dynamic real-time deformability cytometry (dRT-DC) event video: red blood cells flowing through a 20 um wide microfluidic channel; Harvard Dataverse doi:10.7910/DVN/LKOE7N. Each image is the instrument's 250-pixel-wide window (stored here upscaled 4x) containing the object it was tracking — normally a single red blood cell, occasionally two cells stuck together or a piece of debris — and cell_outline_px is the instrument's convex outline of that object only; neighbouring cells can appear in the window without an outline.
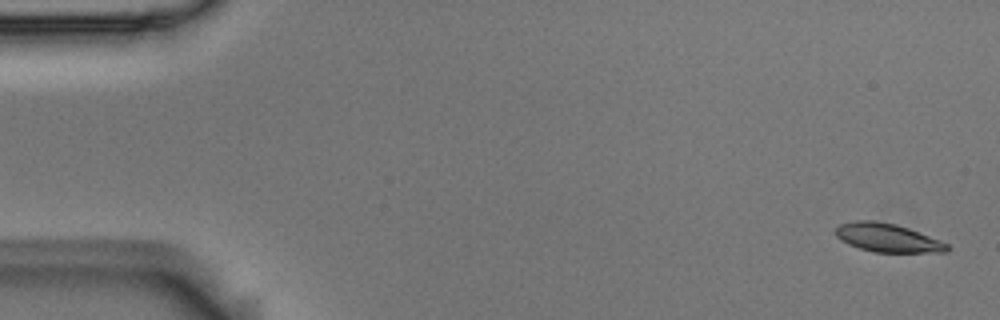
{"species": "Egyptian fruit bat (a non-hibernating species)", "species_latin": "Rousettus aegyptiacus", "temperature_condition": "room temperature", "stored_images_in_passage": 5, "camera_frame_rate_fps": 3000, "um_per_image_px": 0.085, "animal": {"sex": "male"}, "frame": {"image": 1, "passage_image": 1, "time_ms": 0.0, "image_size_px": [1000, 320], "cell_outline_px": [[952, 248], [948, 252], [876, 252], [860, 248], [848, 244], [840, 240], [836, 236], [836, 228], [840, 224], [852, 220], [876, 220], [896, 224], [908, 228], [940, 240], [948, 244]], "centroid_in_image_um": [75.45, 20.2], "position_along_channel_um": 9.6, "area_um2": 18.61}}
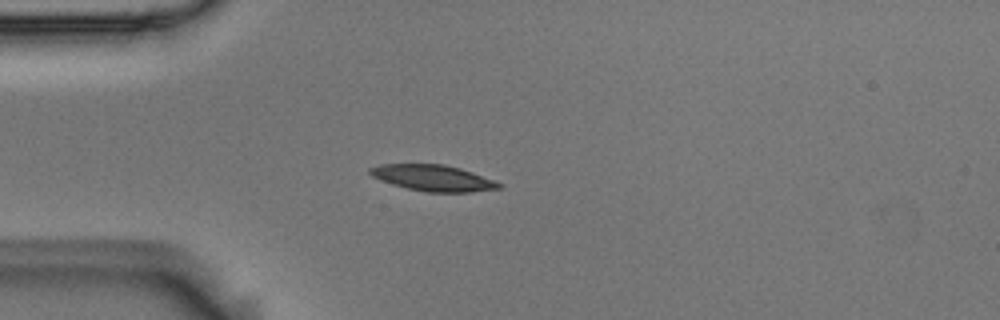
{"frame": {"image": 2, "passage_image": 5, "time_ms": 1.333, "image_size_px": [1000, 320], "cell_outline_px": [[504, 184], [500, 188], [468, 192], [428, 192], [408, 188], [392, 184], [380, 180], [372, 176], [368, 172], [368, 168], [380, 164], [444, 164], [460, 168], [472, 172]], "centroid_in_image_um": [36.79, 15.12], "position_along_channel_um": 48.2, "area_um2": 19.54}}